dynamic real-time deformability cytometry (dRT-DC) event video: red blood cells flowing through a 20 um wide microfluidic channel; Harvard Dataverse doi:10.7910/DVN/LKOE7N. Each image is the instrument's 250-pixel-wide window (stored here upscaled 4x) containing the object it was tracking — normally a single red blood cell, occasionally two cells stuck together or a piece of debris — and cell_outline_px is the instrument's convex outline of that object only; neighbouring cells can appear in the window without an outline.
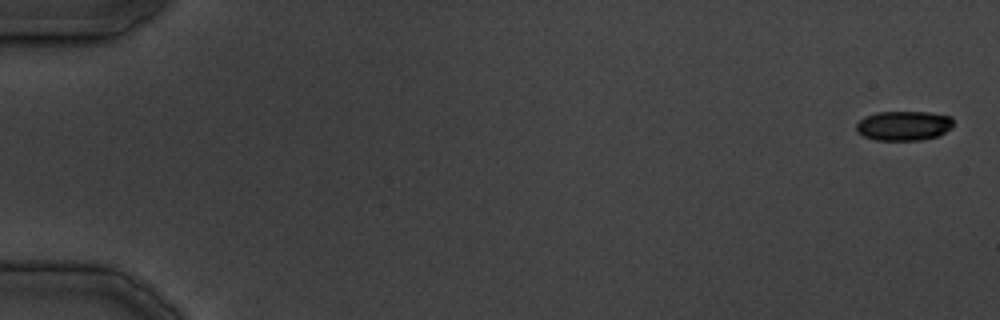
{"species": "common noctule bat (a hibernating species)", "species_latin": "Nyctalus noctula", "temperature_condition": "cold", "stored_images_in_passage": 8, "camera_frame_rate_fps": 3000, "um_per_image_px": 0.085, "animal": {"sex": "male", "body_mass_g": 19.5, "forearm_length_mm": 54.6}, "frame": {"image": 1, "passage_image": 1, "time_ms": 0.0, "image_size_px": [1000, 320], "cell_outline_px": [[952, 128], [936, 136], [920, 140], [876, 140], [864, 136], [856, 132], [856, 124], [864, 116], [876, 112], [928, 112], [952, 116]], "centroid_in_image_um": [76.79, 10.68], "position_along_channel_um": 8.2, "area_um2": 16.76}}